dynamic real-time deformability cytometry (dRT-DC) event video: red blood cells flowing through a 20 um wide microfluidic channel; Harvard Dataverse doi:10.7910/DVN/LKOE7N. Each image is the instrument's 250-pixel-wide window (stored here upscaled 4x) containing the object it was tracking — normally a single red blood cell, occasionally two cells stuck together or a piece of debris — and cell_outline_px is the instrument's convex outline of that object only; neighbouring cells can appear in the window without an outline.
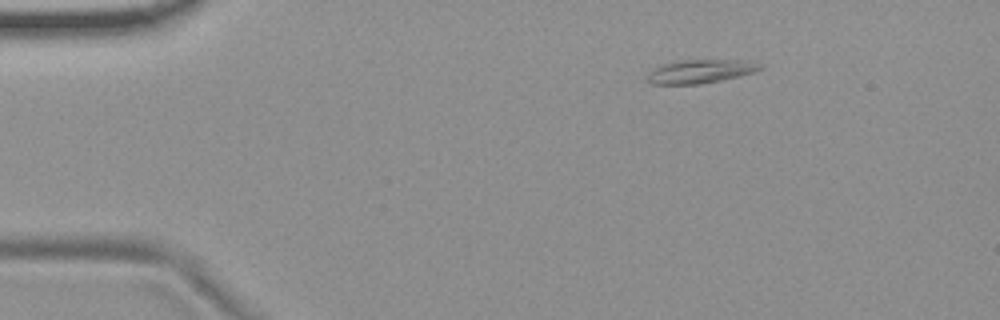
{"species": "common noctule bat (a hibernating species)", "species_latin": "Nyctalus noctula", "temperature_condition": "room temperature", "stored_images_in_passage": 5, "camera_frame_rate_fps": 3000, "um_per_image_px": 0.085, "animal": {"sex": "female", "body_mass_g": 19.9}, "frame": {"image": 1, "passage_image": 3, "time_ms": 0.667, "image_size_px": [1000, 320], "cell_outline_px": [[764, 68], [756, 72], [740, 76], [700, 84], [652, 84], [648, 80], [648, 72], [660, 64], [680, 60], [748, 60], [764, 64]], "centroid_in_image_um": [59.59, 6.05], "position_along_channel_um": 25.4, "area_um2": 15.72}}